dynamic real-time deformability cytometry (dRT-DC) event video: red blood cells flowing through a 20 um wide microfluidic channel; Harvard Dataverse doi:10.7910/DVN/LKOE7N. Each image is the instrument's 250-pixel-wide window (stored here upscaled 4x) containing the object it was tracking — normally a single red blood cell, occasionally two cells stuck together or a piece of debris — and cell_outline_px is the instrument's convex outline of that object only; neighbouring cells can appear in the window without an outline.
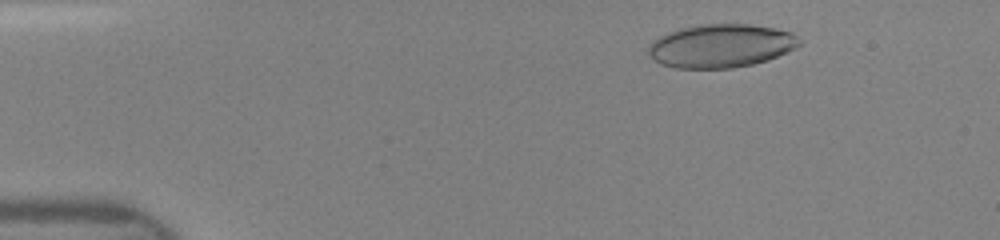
{"species": "human", "species_latin": "Homo sapiens", "temperature_condition": "room temperature", "stored_images_in_passage": 11, "camera_frame_rate_fps": 3000, "um_per_image_px": 0.085, "donor": {"sex": "female"}, "frame": {"image": 1, "passage_image": 4, "time_ms": 1.0, "image_size_px": [1000, 240], "cell_outline_px": [[800, 44], [796, 48], [768, 60], [752, 64], [732, 68], [676, 68], [660, 64], [648, 52], [648, 44], [652, 40], [668, 32], [680, 28], [700, 24], [748, 24], [772, 28], [792, 32], [800, 40]], "centroid_in_image_um": [61.27, 3.89], "position_along_channel_um": 23.7, "area_um2": 38.15}}
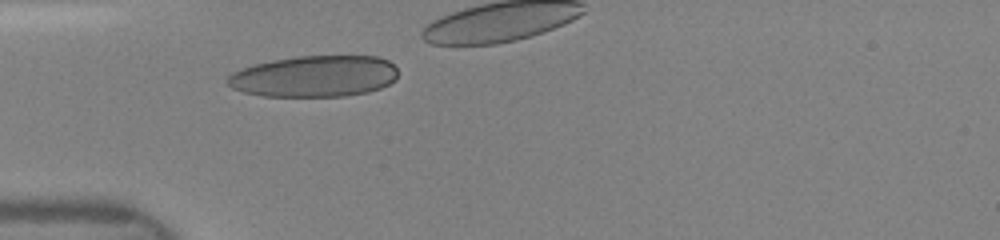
{"frame": {"image": 2, "passage_image": 10, "time_ms": 3.667, "image_size_px": [1000, 240], "cell_outline_px": [[396, 76], [388, 84], [380, 88], [368, 92], [344, 96], [264, 96], [244, 92], [232, 88], [228, 84], [228, 76], [232, 72], [256, 64], [272, 60], [296, 56], [376, 56], [388, 60], [396, 68]], "centroid_in_image_um": [26.72, 6.48], "position_along_channel_um": 58.3, "area_um2": 40.81}}